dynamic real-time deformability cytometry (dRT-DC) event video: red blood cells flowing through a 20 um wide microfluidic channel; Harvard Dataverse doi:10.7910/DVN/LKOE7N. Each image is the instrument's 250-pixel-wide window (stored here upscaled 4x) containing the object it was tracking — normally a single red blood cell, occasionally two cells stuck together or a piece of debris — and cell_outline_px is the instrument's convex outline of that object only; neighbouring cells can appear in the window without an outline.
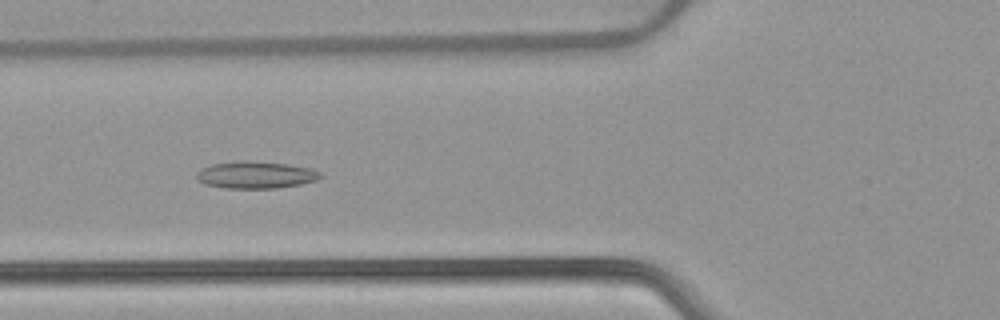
{"species": "common noctule bat (a hibernating species)", "species_latin": "Nyctalus noctula", "temperature_condition": "warm", "stored_images_in_passage": 40, "camera_frame_rate_fps": 3000, "um_per_image_px": 0.085, "animal": {"sex": "female", "body_mass_g": 22.7, "forearm_length_mm": 54.2}, "frame": {"image": 1, "passage_image": 7, "time_ms": 2.0, "image_size_px": [1000, 320], "cell_outline_px": [[324, 176], [316, 180], [300, 184], [276, 188], [224, 188], [204, 184], [196, 180], [196, 172], [200, 168], [212, 164], [244, 160], [248, 160], [288, 164], [312, 168], [320, 172]], "centroid_in_image_um": [21.71, 14.86], "position_along_channel_um": 104.1, "area_um2": 19.77}}
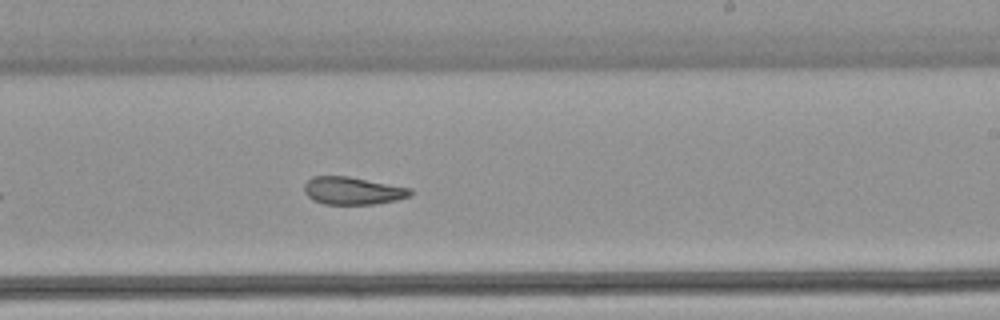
{"frame": {"image": 2, "passage_image": 19, "time_ms": 6.0, "image_size_px": [1000, 320], "cell_outline_px": [[412, 196], [396, 200], [376, 204], [324, 204], [312, 200], [304, 192], [304, 184], [312, 176], [348, 176], [412, 188]], "centroid_in_image_um": [29.99, 16.21], "position_along_channel_um": 259.0, "area_um2": 17.22}}
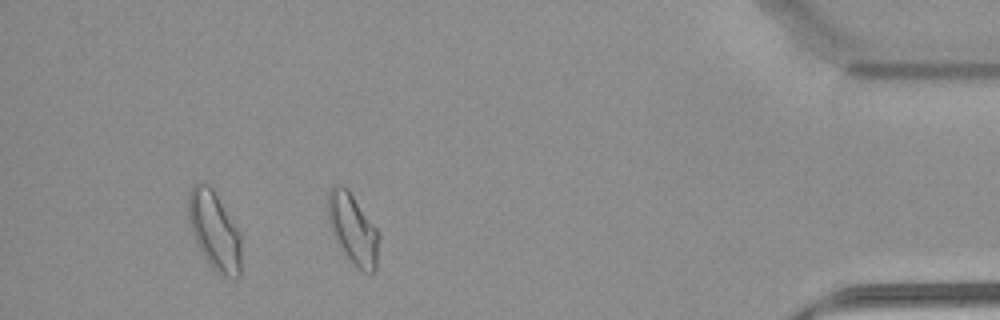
{"frame": {"image": 3, "passage_image": 34, "time_ms": 11.0, "image_size_px": [1000, 320], "cell_outline_px": [[380, 236], [376, 268], [372, 272], [364, 272], [356, 268], [352, 264], [336, 240], [332, 232], [328, 220], [328, 192], [332, 184], [340, 184], [348, 188], [380, 232]], "centroid_in_image_um": [30.01, 19.44], "position_along_channel_um": 405.2, "area_um2": 21.21}, "authors_computed_cell_mechanics": {"area_um2": 18.8717, "velocity_mm_per_s": 3.8751, "shape_relaxation_time_tau1_ms": null, "shape_relaxation_time_tau2_ms": 3.1202, "deformation_change_tau1": null, "deformation_change_tau2": 0.1149}}